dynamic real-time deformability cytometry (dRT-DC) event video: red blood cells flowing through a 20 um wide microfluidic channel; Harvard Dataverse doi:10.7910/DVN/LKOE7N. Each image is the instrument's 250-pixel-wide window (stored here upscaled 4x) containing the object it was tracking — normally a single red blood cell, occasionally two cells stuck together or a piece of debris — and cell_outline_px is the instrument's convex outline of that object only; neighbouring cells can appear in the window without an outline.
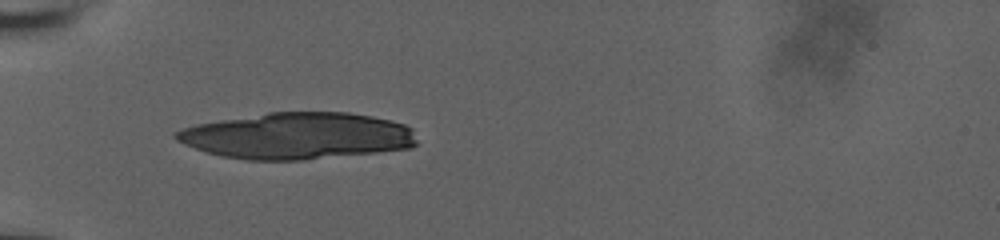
{"species": "human", "species_latin": "Homo sapiens", "temperature_condition": "room temperature", "stored_images_in_passage": 37, "camera_frame_rate_fps": 3000, "um_per_image_px": 0.085, "donor": {"sex": "male"}, "frame": {"image": 1, "passage_image": 1, "time_ms": 0.0, "image_size_px": [1000, 240], "cell_outline_px": [[416, 144], [412, 148], [304, 160], [248, 160], [220, 156], [184, 144], [176, 140], [172, 136], [172, 132], [196, 124], [268, 112], [348, 112], [372, 116], [392, 120], [404, 124], [412, 128], [416, 140]], "centroid_in_image_um": [25.27, 11.55], "position_along_channel_um": 59.7, "area_um2": 65.43}}